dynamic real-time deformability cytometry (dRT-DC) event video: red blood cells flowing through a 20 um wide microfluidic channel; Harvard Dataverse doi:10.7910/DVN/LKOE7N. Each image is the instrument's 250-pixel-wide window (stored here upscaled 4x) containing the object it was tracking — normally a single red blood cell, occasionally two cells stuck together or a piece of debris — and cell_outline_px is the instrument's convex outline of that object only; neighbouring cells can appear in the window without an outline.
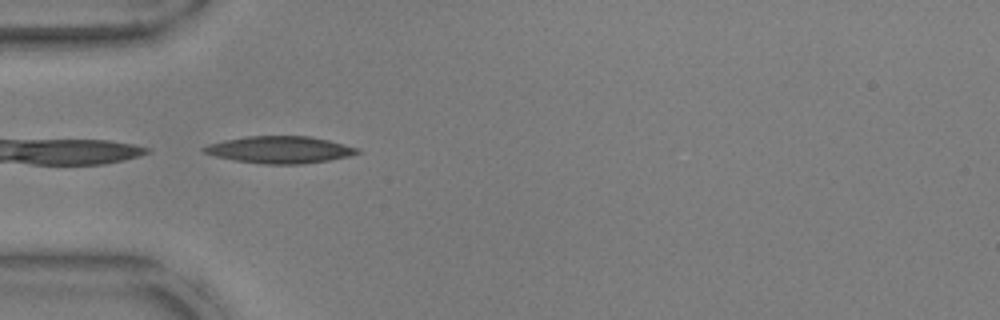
{"species": "common noctule bat (a hibernating species)", "species_latin": "Nyctalus noctula", "temperature_condition": "warm", "stored_images_in_passage": 20, "camera_frame_rate_fps": 3000, "um_per_image_px": 0.085, "animal": {"sex": "male", "body_mass_g": 17.9, "forearm_length_mm": 54.2}, "frame": {"image": 1, "passage_image": 1, "time_ms": 0.0, "image_size_px": [1000, 320], "cell_outline_px": [[360, 152], [348, 156], [328, 160], [304, 164], [260, 164], [236, 160], [216, 156], [204, 152], [200, 148], [208, 144], [224, 140], [244, 136], [308, 136], [328, 140], [360, 148]], "centroid_in_image_um": [23.77, 12.72], "position_along_channel_um": 61.2, "area_um2": 24.1}}